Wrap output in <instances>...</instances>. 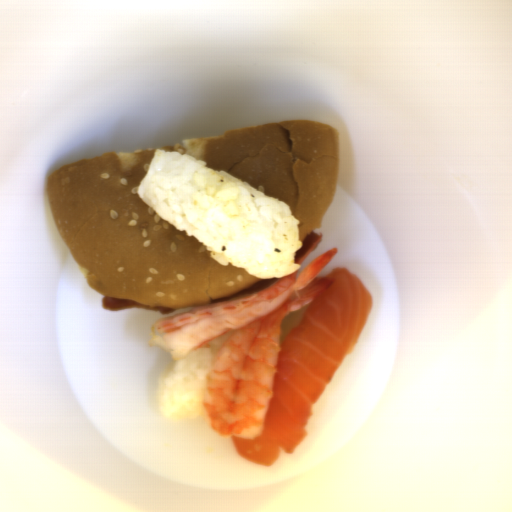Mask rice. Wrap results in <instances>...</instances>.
Listing matches in <instances>:
<instances>
[{
  "label": "rice",
  "instance_id": "1",
  "mask_svg": "<svg viewBox=\"0 0 512 512\" xmlns=\"http://www.w3.org/2000/svg\"><path fill=\"white\" fill-rule=\"evenodd\" d=\"M143 202L171 226L200 241L222 266L257 279L300 270V221L288 203L195 156L156 149L138 185Z\"/></svg>",
  "mask_w": 512,
  "mask_h": 512
},
{
  "label": "rice",
  "instance_id": "2",
  "mask_svg": "<svg viewBox=\"0 0 512 512\" xmlns=\"http://www.w3.org/2000/svg\"><path fill=\"white\" fill-rule=\"evenodd\" d=\"M224 333L181 360H172L156 382V401L168 417L188 419L204 414L210 364L230 335Z\"/></svg>",
  "mask_w": 512,
  "mask_h": 512
},
{
  "label": "rice",
  "instance_id": "3",
  "mask_svg": "<svg viewBox=\"0 0 512 512\" xmlns=\"http://www.w3.org/2000/svg\"><path fill=\"white\" fill-rule=\"evenodd\" d=\"M309 305H307L306 307L302 308L301 310H299L297 312L286 315L284 317V319L282 320V324H281L279 343L283 341L285 335L289 332V330L293 326H297L301 322Z\"/></svg>",
  "mask_w": 512,
  "mask_h": 512
}]
</instances>
